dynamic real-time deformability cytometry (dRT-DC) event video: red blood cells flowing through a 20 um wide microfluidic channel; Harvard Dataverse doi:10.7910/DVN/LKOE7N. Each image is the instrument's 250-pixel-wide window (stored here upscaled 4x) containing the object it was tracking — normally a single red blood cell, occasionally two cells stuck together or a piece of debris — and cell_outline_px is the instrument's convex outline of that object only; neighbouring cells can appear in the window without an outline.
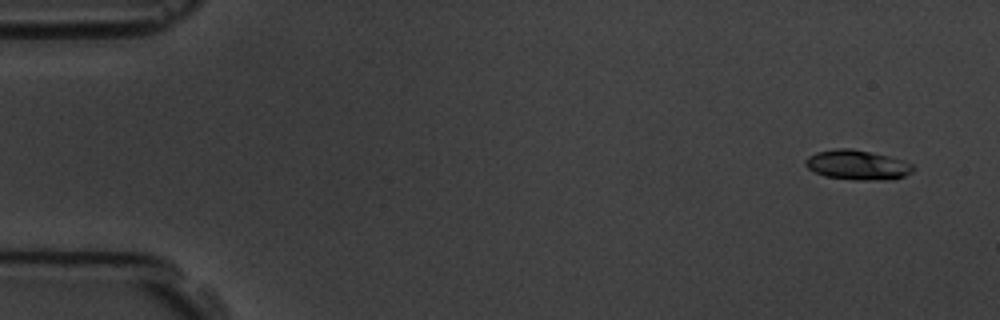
{"species": "common noctule bat (a hibernating species)", "species_latin": "Nyctalus noctula", "temperature_condition": "room temperature", "stored_images_in_passage": 4, "camera_frame_rate_fps": 3000, "um_per_image_px": 0.085, "animal": {"sex": "male", "body_mass_g": 19.5, "forearm_length_mm": 54.6}, "frame": {"image": 1, "passage_image": 1, "time_ms": 0.0, "image_size_px": [1000, 320], "cell_outline_px": [[916, 168], [912, 172], [904, 176], [892, 180], [852, 180], [824, 176], [808, 168], [804, 164], [804, 160], [808, 156], [816, 152], [836, 148], [852, 148], [872, 152], [904, 160], [912, 164]], "centroid_in_image_um": [72.89, 14.02], "position_along_channel_um": 12.1, "area_um2": 18.96}}
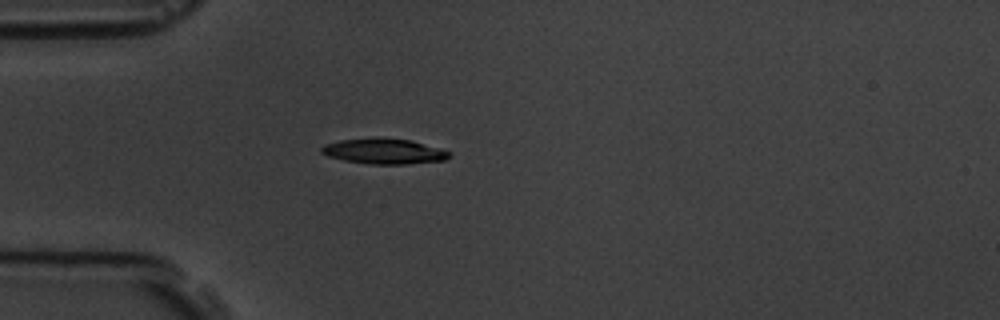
{"frame": {"image": 2, "passage_image": 4, "time_ms": 4.333, "image_size_px": [1000, 320], "cell_outline_px": [[448, 156], [444, 160], [404, 164], [372, 164], [344, 160], [328, 156], [320, 152], [320, 148], [324, 144], [340, 140], [376, 136], [380, 136], [412, 140], [440, 148], [448, 152]], "centroid_in_image_um": [32.58, 12.82], "position_along_channel_um": 52.4, "area_um2": 19.07}}